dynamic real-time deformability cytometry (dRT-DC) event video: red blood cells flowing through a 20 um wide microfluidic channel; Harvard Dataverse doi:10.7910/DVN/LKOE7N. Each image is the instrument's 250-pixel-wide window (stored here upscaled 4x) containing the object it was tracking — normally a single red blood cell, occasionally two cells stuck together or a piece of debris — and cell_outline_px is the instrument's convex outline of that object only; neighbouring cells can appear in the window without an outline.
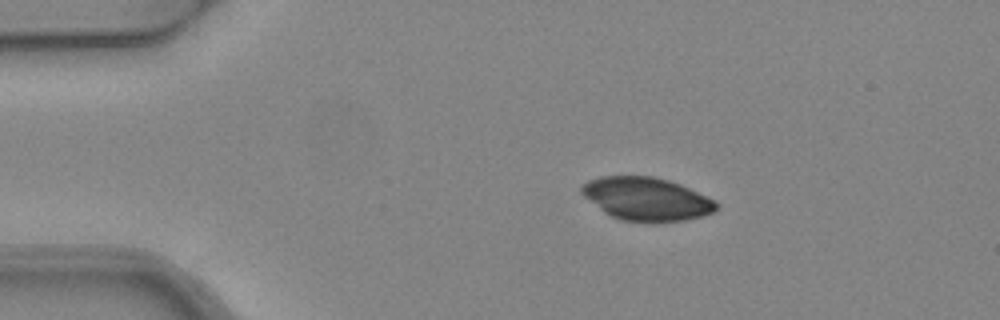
{"species": "common noctule bat (a hibernating species)", "species_latin": "Nyctalus noctula", "temperature_condition": "warm", "stored_images_in_passage": 3, "camera_frame_rate_fps": 3000, "um_per_image_px": 0.085, "animal": {"sex": "female", "body_mass_g": 24.6, "forearm_length_mm": 56.2}, "frame": {"image": 1, "passage_image": 1, "time_ms": 0.0, "image_size_px": [1000, 320], "cell_outline_px": [[720, 204], [712, 212], [700, 216], [684, 220], [656, 224], [648, 224], [620, 220], [604, 212], [584, 196], [580, 192], [580, 188], [588, 180], [600, 176], [652, 176], [668, 180], [680, 184], [716, 200]], "centroid_in_image_um": [54.96, 16.93], "position_along_channel_um": 30.0, "area_um2": 34.28}}